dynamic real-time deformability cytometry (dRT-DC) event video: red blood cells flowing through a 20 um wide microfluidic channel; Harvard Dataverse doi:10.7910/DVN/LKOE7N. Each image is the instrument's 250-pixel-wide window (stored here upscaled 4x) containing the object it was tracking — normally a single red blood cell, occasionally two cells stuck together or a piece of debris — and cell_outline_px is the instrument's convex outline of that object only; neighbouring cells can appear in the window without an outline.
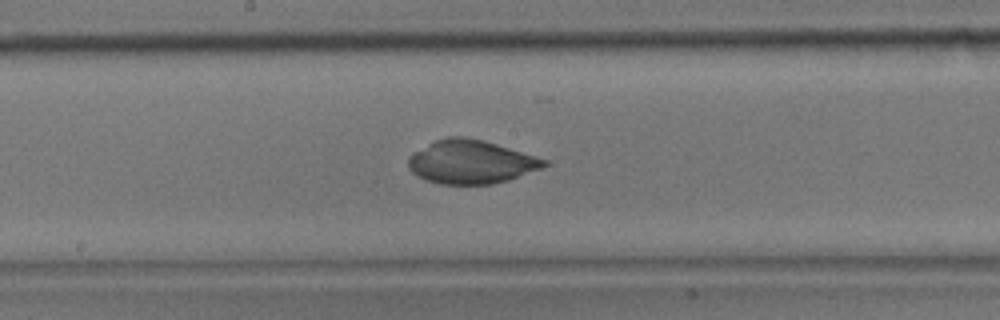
{"species": "common noctule bat (a hibernating species)", "species_latin": "Nyctalus noctula", "temperature_condition": "room temperature", "stored_images_in_passage": 37, "camera_frame_rate_fps": 3000, "um_per_image_px": 0.085, "animal": {"sex": "male", "body_mass_g": 17.9}, "frame": {"image": 1, "passage_image": 16, "time_ms": 5.0, "image_size_px": [1000, 320], "cell_outline_px": [[548, 164], [540, 168], [508, 180], [492, 184], [440, 184], [428, 180], [412, 172], [408, 168], [408, 156], [412, 152], [436, 140], [448, 136], [464, 136], [484, 140], [536, 156], [548, 160]], "centroid_in_image_um": [40.01, 13.75], "position_along_channel_um": 208.2, "area_um2": 34.33}}
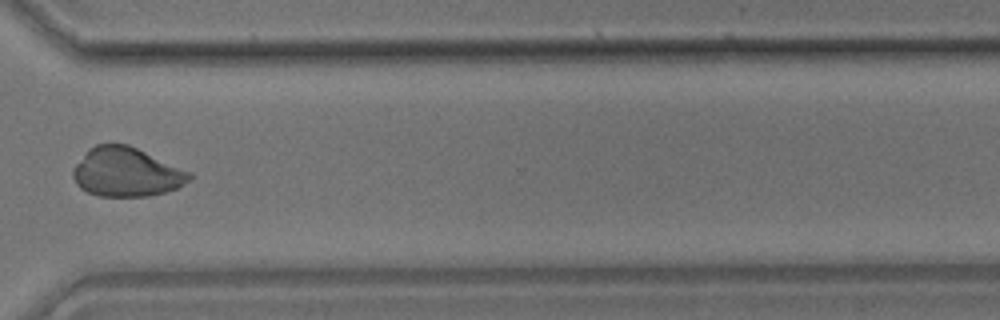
{"frame": {"image": 2, "passage_image": 26, "time_ms": 8.333, "image_size_px": [1000, 320], "cell_outline_px": [[192, 176], [188, 180], [176, 188], [164, 192], [148, 196], [100, 196], [88, 192], [80, 188], [76, 184], [72, 176], [72, 172], [76, 164], [88, 148], [96, 144], [128, 144], [192, 172]], "centroid_in_image_um": [10.72, 14.62], "position_along_channel_um": 359.9, "area_um2": 33.18}}
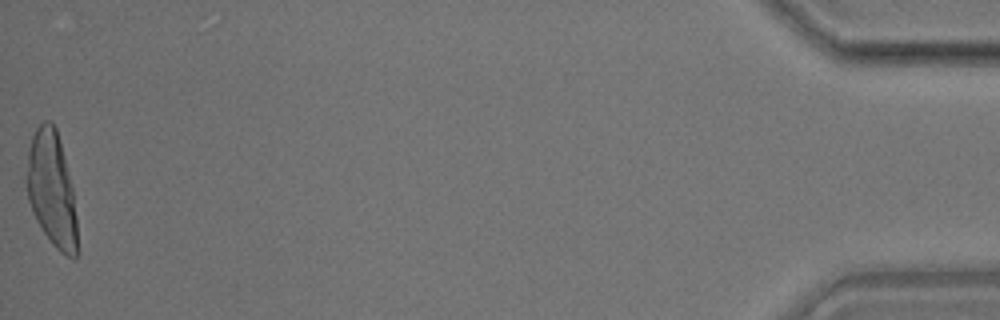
{"frame": {"image": 3, "passage_image": 37, "time_ms": 12.0, "image_size_px": [1000, 320], "cell_outline_px": [[76, 256], [68, 256], [60, 252], [52, 244], [36, 220], [32, 212], [28, 200], [24, 180], [24, 176], [28, 152], [32, 136], [36, 128], [44, 120], [52, 120], [56, 128], [72, 188], [76, 216]], "centroid_in_image_um": [4.34, 16.05], "position_along_channel_um": 430.9, "area_um2": 33.81}}